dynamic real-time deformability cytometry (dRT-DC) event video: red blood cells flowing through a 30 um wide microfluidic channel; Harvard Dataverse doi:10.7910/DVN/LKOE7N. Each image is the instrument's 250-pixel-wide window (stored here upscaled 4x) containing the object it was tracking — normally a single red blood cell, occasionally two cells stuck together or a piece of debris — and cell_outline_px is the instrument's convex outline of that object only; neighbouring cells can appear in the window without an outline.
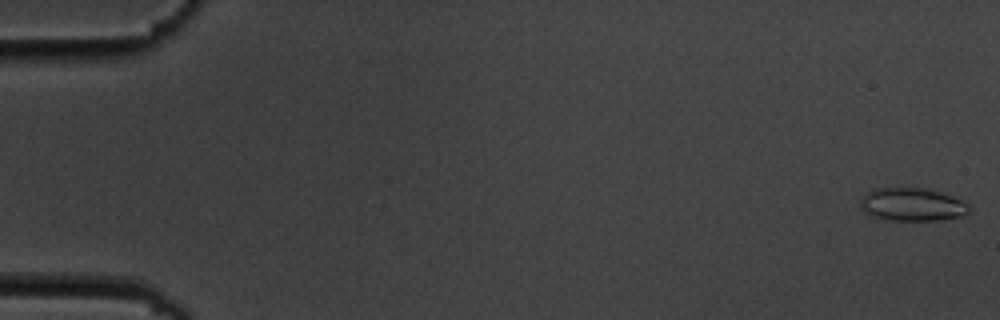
{"species": "common noctule bat (a hibernating species)", "species_latin": "Nyctalus noctula", "temperature_condition": "cold", "stored_images_in_passage": 56, "camera_frame_rate_fps": 3000, "um_per_image_px": 0.085, "animal": {"sex": "male", "body_mass_g": 19.5, "forearm_length_mm": 54.6}, "frame": {"image": 1, "passage_image": 1, "time_ms": 0.0, "image_size_px": [1000, 320], "cell_outline_px": [[972, 208], [968, 212], [960, 216], [940, 220], [884, 220], [864, 212], [860, 208], [860, 200], [868, 192], [876, 188], [924, 188], [952, 196], [964, 200]], "centroid_in_image_um": [77.54, 17.39], "position_along_channel_um": 7.5, "area_um2": 20.92}}
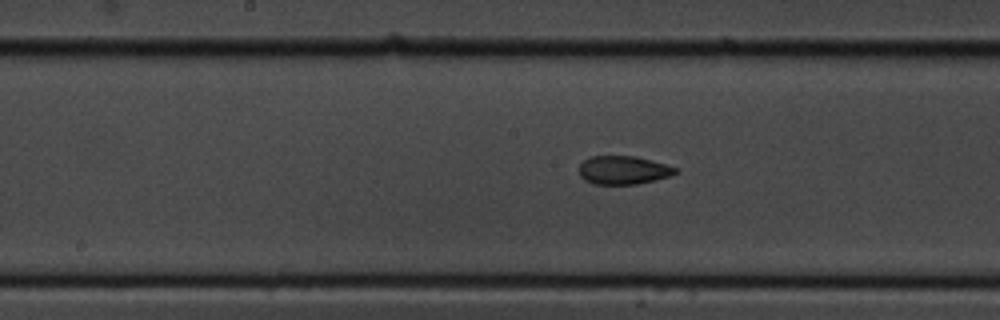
{"frame": {"image": 2, "passage_image": 29, "time_ms": 9.333, "image_size_px": [1000, 320], "cell_outline_px": [[680, 172], [672, 176], [656, 180], [636, 184], [592, 184], [584, 180], [580, 176], [580, 164], [584, 160], [592, 156], [636, 156], [664, 164], [676, 168]], "centroid_in_image_um": [53.0, 14.47], "position_along_channel_um": 195.2, "area_um2": 16.01}}
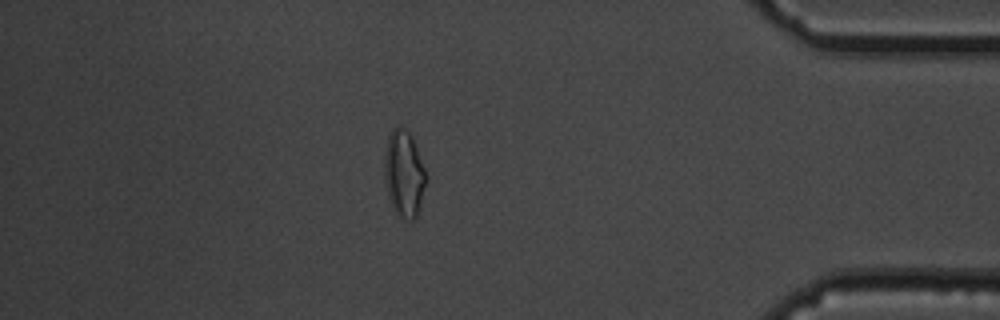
{"frame": {"image": 3, "passage_image": 49, "time_ms": 16.0, "image_size_px": [1000, 320], "cell_outline_px": [[428, 176], [416, 216], [412, 220], [408, 220], [396, 216], [388, 196], [384, 180], [384, 156], [388, 136], [392, 128], [396, 124], [404, 128], [412, 136]], "centroid_in_image_um": [34.32, 14.74], "position_along_channel_um": 400.9, "area_um2": 21.27}, "authors_computed_cell_mechanics": {"area_um2": 17.8313, "velocity_mm_per_s": 3.6092, "shape_relaxation_time_tau1_ms": 8.2991, "shape_relaxation_time_tau2_ms": 2.1446, "deformation_change_tau1": 0.1921, "deformation_change_tau2": 0.0821}}